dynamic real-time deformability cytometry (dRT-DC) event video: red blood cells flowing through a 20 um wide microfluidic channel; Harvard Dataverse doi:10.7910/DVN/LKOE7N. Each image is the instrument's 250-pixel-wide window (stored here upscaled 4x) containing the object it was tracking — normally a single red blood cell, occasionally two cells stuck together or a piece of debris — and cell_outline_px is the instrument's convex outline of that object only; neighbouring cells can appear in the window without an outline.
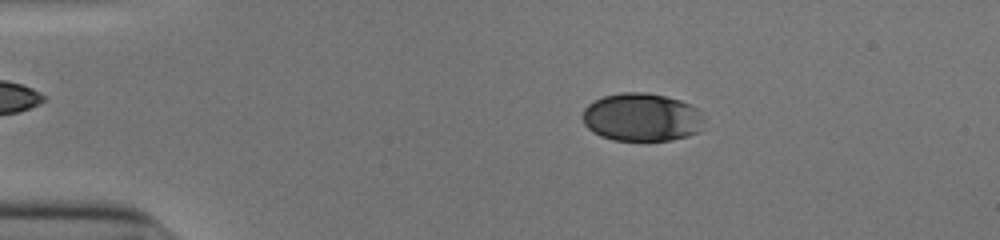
{"species": "human", "species_latin": "Homo sapiens", "temperature_condition": "cold", "stored_images_in_passage": 52, "camera_frame_rate_fps": 3000, "um_per_image_px": 0.085, "donor": {"sex": "male"}, "frame": {"image": 1, "passage_image": 10, "time_ms": 3.0, "image_size_px": [1000, 240], "cell_outline_px": [[704, 120], [700, 132], [688, 136], [672, 140], [612, 140], [600, 136], [592, 132], [584, 124], [584, 108], [592, 100], [604, 96], [620, 92], [644, 92], [664, 96], [680, 100], [696, 108]], "centroid_in_image_um": [54.54, 9.97], "position_along_channel_um": 30.5, "area_um2": 34.16}}
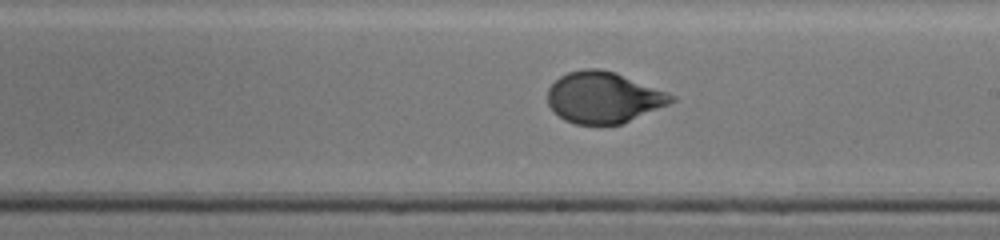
{"frame": {"image": 2, "passage_image": 31, "time_ms": 10.0, "image_size_px": [1000, 240], "cell_outline_px": [[676, 100], [668, 104], [620, 124], [576, 124], [564, 120], [548, 104], [548, 88], [560, 76], [568, 72], [584, 68], [600, 68], [616, 72], [668, 92], [676, 96]], "centroid_in_image_um": [51.3, 8.26], "position_along_channel_um": 237.7, "area_um2": 36.7}}
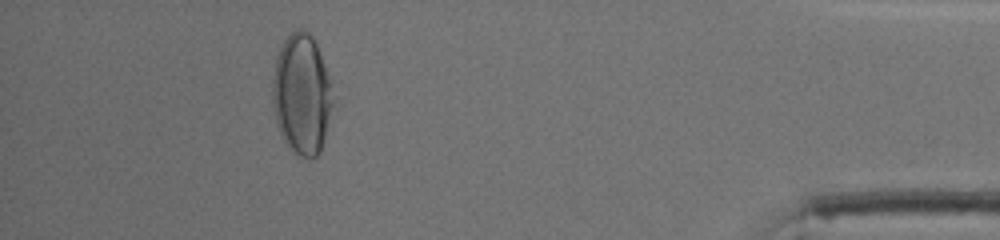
{"frame": {"image": 3, "passage_image": 48, "time_ms": 15.667, "image_size_px": [1000, 240], "cell_outline_px": [[336, 100], [324, 140], [320, 152], [316, 156], [296, 156], [288, 148], [276, 124], [272, 100], [272, 80], [276, 60], [280, 48], [284, 40], [296, 28], [300, 28], [308, 32], [312, 36], [316, 44], [332, 84], [336, 96]], "centroid_in_image_um": [25.68, 8.04], "position_along_channel_um": 409.5, "area_um2": 42.95}, "authors_computed_cell_mechanics": {"area_um2": 36.3851, "velocity_mm_per_s": 3.8929, "shape_relaxation_time_tau1_ms": 4.2477, "shape_relaxation_time_tau2_ms": null, "deformation_change_tau1": 0.1551, "deformation_change_tau2": null}}